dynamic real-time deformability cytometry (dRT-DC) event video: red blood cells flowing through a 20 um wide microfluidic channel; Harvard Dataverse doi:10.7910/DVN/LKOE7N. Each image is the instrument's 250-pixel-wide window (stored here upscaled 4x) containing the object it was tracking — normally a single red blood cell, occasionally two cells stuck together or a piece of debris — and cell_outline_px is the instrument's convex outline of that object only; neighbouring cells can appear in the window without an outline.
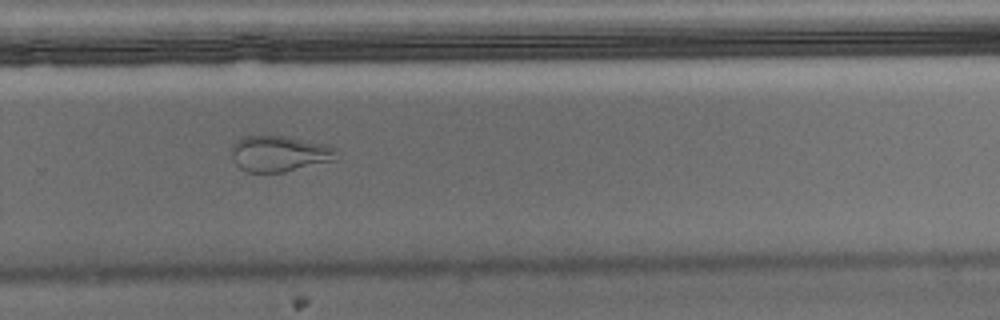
{"species": "Egyptian fruit bat (a non-hibernating species)", "species_latin": "Rousettus aegyptiacus", "temperature_condition": "warm", "stored_images_in_passage": 37, "camera_frame_rate_fps": 3000, "um_per_image_px": 0.085, "animal": {"sex": "male"}, "frame": {"image": 1, "passage_image": 22, "time_ms": 7.0, "image_size_px": [1000, 320], "cell_outline_px": [[336, 160], [284, 172], [244, 172], [236, 164], [232, 156], [232, 144], [240, 136], [284, 136], [328, 144], [336, 148]], "centroid_in_image_um": [23.74, 13.06], "position_along_channel_um": 306.1, "area_um2": 22.14}}